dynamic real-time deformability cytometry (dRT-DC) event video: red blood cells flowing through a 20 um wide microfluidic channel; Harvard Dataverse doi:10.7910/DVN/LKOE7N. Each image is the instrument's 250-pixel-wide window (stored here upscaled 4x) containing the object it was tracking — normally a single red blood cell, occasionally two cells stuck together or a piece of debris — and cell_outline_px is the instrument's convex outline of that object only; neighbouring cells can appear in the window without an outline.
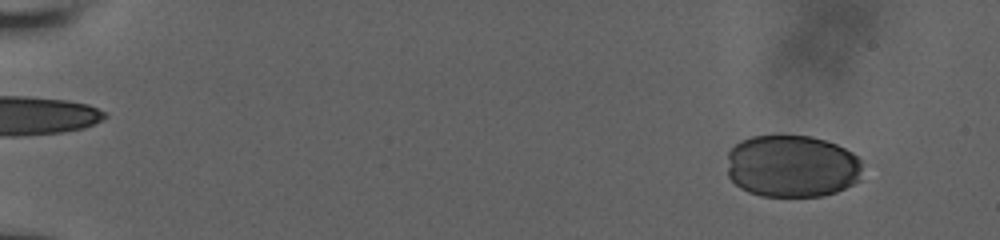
{"species": "human", "species_latin": "Homo sapiens", "temperature_condition": "room temperature", "stored_images_in_passage": 39, "camera_frame_rate_fps": 3000, "um_per_image_px": 0.085, "donor": {"sex": "male"}, "frame": {"image": 1, "passage_image": 5, "time_ms": 1.667, "image_size_px": [1000, 240], "cell_outline_px": [[860, 180], [836, 192], [824, 196], [760, 196], [748, 192], [740, 188], [728, 176], [728, 152], [740, 140], [752, 136], [780, 132], [812, 136], [836, 144], [852, 152], [860, 160]], "centroid_in_image_um": [67.28, 14.08], "position_along_channel_um": 17.7, "area_um2": 50.17}}
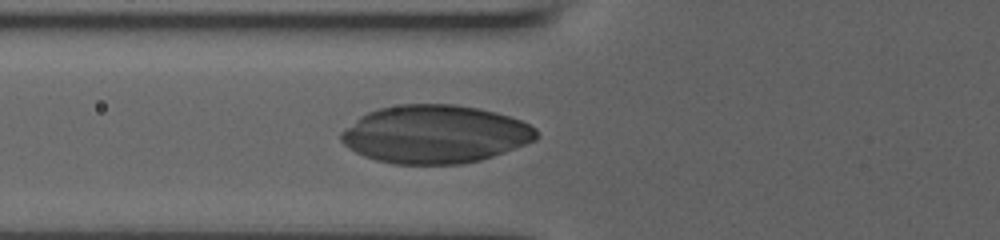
{"frame": {"image": 2, "passage_image": 23, "time_ms": 7.667, "image_size_px": [1000, 240], "cell_outline_px": [[540, 136], [536, 140], [504, 152], [480, 160], [464, 164], [392, 164], [376, 160], [364, 156], [348, 148], [340, 140], [340, 132], [360, 116], [368, 112], [380, 108], [400, 104], [452, 104], [476, 108], [496, 112], [520, 120], [536, 128]], "centroid_in_image_um": [36.97, 11.41], "position_along_channel_um": 88.8, "area_um2": 66.18}}
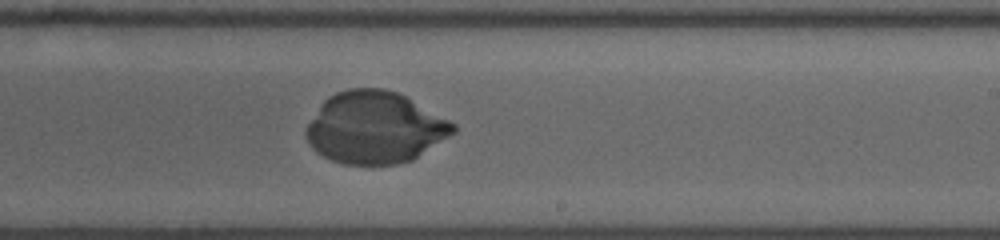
{"frame": {"image": 3, "passage_image": 39, "time_ms": 12.0, "image_size_px": [1000, 240], "cell_outline_px": [[456, 132], [412, 160], [396, 164], [344, 164], [332, 160], [316, 152], [308, 144], [304, 132], [308, 124], [320, 104], [328, 96], [336, 92], [348, 88], [384, 88], [396, 92], [404, 96], [456, 124]], "centroid_in_image_um": [31.83, 10.85], "position_along_channel_um": 257.2, "area_um2": 61.33}}